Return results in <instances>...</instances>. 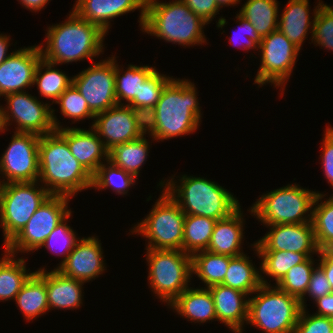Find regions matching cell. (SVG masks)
<instances>
[{
  "instance_id": "cell-16",
  "label": "cell",
  "mask_w": 333,
  "mask_h": 333,
  "mask_svg": "<svg viewBox=\"0 0 333 333\" xmlns=\"http://www.w3.org/2000/svg\"><path fill=\"white\" fill-rule=\"evenodd\" d=\"M93 121L91 128L108 151L146 133L145 117L128 105H116L95 114Z\"/></svg>"
},
{
  "instance_id": "cell-30",
  "label": "cell",
  "mask_w": 333,
  "mask_h": 333,
  "mask_svg": "<svg viewBox=\"0 0 333 333\" xmlns=\"http://www.w3.org/2000/svg\"><path fill=\"white\" fill-rule=\"evenodd\" d=\"M145 134L140 138L120 145H116L108 153V161L114 166L132 174L136 179L140 175V168L147 161L150 150V140L146 139Z\"/></svg>"
},
{
  "instance_id": "cell-25",
  "label": "cell",
  "mask_w": 333,
  "mask_h": 333,
  "mask_svg": "<svg viewBox=\"0 0 333 333\" xmlns=\"http://www.w3.org/2000/svg\"><path fill=\"white\" fill-rule=\"evenodd\" d=\"M243 214L241 206H239L228 217L217 220L207 251L230 257L244 254L242 248L245 236Z\"/></svg>"
},
{
  "instance_id": "cell-29",
  "label": "cell",
  "mask_w": 333,
  "mask_h": 333,
  "mask_svg": "<svg viewBox=\"0 0 333 333\" xmlns=\"http://www.w3.org/2000/svg\"><path fill=\"white\" fill-rule=\"evenodd\" d=\"M0 258V302L15 300L23 285L34 273L27 270L25 258L16 257L6 251Z\"/></svg>"
},
{
  "instance_id": "cell-13",
  "label": "cell",
  "mask_w": 333,
  "mask_h": 333,
  "mask_svg": "<svg viewBox=\"0 0 333 333\" xmlns=\"http://www.w3.org/2000/svg\"><path fill=\"white\" fill-rule=\"evenodd\" d=\"M260 52V67L254 79V84L258 87L270 84L282 90L281 95L285 94V84L289 81L294 70L297 56L300 49L296 47L278 29L262 38L258 47Z\"/></svg>"
},
{
  "instance_id": "cell-10",
  "label": "cell",
  "mask_w": 333,
  "mask_h": 333,
  "mask_svg": "<svg viewBox=\"0 0 333 333\" xmlns=\"http://www.w3.org/2000/svg\"><path fill=\"white\" fill-rule=\"evenodd\" d=\"M51 193L39 181L3 184L0 190V226L4 247L25 227Z\"/></svg>"
},
{
  "instance_id": "cell-8",
  "label": "cell",
  "mask_w": 333,
  "mask_h": 333,
  "mask_svg": "<svg viewBox=\"0 0 333 333\" xmlns=\"http://www.w3.org/2000/svg\"><path fill=\"white\" fill-rule=\"evenodd\" d=\"M146 251L149 287L160 301L169 306L191 284L192 257L182 250Z\"/></svg>"
},
{
  "instance_id": "cell-35",
  "label": "cell",
  "mask_w": 333,
  "mask_h": 333,
  "mask_svg": "<svg viewBox=\"0 0 333 333\" xmlns=\"http://www.w3.org/2000/svg\"><path fill=\"white\" fill-rule=\"evenodd\" d=\"M192 274L202 280L205 288L220 285L228 270L229 261L233 258L204 250L192 256Z\"/></svg>"
},
{
  "instance_id": "cell-54",
  "label": "cell",
  "mask_w": 333,
  "mask_h": 333,
  "mask_svg": "<svg viewBox=\"0 0 333 333\" xmlns=\"http://www.w3.org/2000/svg\"><path fill=\"white\" fill-rule=\"evenodd\" d=\"M0 107H1V105H0ZM2 132L4 133L2 124H1V112H0V133H2Z\"/></svg>"
},
{
  "instance_id": "cell-17",
  "label": "cell",
  "mask_w": 333,
  "mask_h": 333,
  "mask_svg": "<svg viewBox=\"0 0 333 333\" xmlns=\"http://www.w3.org/2000/svg\"><path fill=\"white\" fill-rule=\"evenodd\" d=\"M266 227L269 228V232L254 242L257 250H285L304 253L307 257L319 253L312 222Z\"/></svg>"
},
{
  "instance_id": "cell-45",
  "label": "cell",
  "mask_w": 333,
  "mask_h": 333,
  "mask_svg": "<svg viewBox=\"0 0 333 333\" xmlns=\"http://www.w3.org/2000/svg\"><path fill=\"white\" fill-rule=\"evenodd\" d=\"M235 18L237 20L236 23L238 22V26H240L238 28L240 29H238V32H236V34L234 33L232 35V38L229 37V43L235 46L239 45V49L240 45H242V50H247V52L250 49L252 50V48L254 51L255 49L258 51V47L261 44L262 38L254 29L252 23L242 17L239 13H237Z\"/></svg>"
},
{
  "instance_id": "cell-4",
  "label": "cell",
  "mask_w": 333,
  "mask_h": 333,
  "mask_svg": "<svg viewBox=\"0 0 333 333\" xmlns=\"http://www.w3.org/2000/svg\"><path fill=\"white\" fill-rule=\"evenodd\" d=\"M181 176L177 181L173 178L176 176L173 175L167 181L161 180L157 186L160 185V188L180 206L185 215L220 220L228 217L240 206L239 200L217 182L193 175Z\"/></svg>"
},
{
  "instance_id": "cell-49",
  "label": "cell",
  "mask_w": 333,
  "mask_h": 333,
  "mask_svg": "<svg viewBox=\"0 0 333 333\" xmlns=\"http://www.w3.org/2000/svg\"><path fill=\"white\" fill-rule=\"evenodd\" d=\"M317 265L324 271L333 292V248L319 250Z\"/></svg>"
},
{
  "instance_id": "cell-48",
  "label": "cell",
  "mask_w": 333,
  "mask_h": 333,
  "mask_svg": "<svg viewBox=\"0 0 333 333\" xmlns=\"http://www.w3.org/2000/svg\"><path fill=\"white\" fill-rule=\"evenodd\" d=\"M193 13L209 24L220 9L216 0H181Z\"/></svg>"
},
{
  "instance_id": "cell-31",
  "label": "cell",
  "mask_w": 333,
  "mask_h": 333,
  "mask_svg": "<svg viewBox=\"0 0 333 333\" xmlns=\"http://www.w3.org/2000/svg\"><path fill=\"white\" fill-rule=\"evenodd\" d=\"M245 253L229 261L228 270L221 285L240 290L248 296L261 285V271L254 267Z\"/></svg>"
},
{
  "instance_id": "cell-27",
  "label": "cell",
  "mask_w": 333,
  "mask_h": 333,
  "mask_svg": "<svg viewBox=\"0 0 333 333\" xmlns=\"http://www.w3.org/2000/svg\"><path fill=\"white\" fill-rule=\"evenodd\" d=\"M25 320L31 321L49 312L45 269L34 271L14 300Z\"/></svg>"
},
{
  "instance_id": "cell-46",
  "label": "cell",
  "mask_w": 333,
  "mask_h": 333,
  "mask_svg": "<svg viewBox=\"0 0 333 333\" xmlns=\"http://www.w3.org/2000/svg\"><path fill=\"white\" fill-rule=\"evenodd\" d=\"M332 292V287L324 271L317 265L311 273L309 286L305 296L300 300L302 308H307L306 299L311 297L313 302ZM308 295V296H307ZM306 297V298H305Z\"/></svg>"
},
{
  "instance_id": "cell-21",
  "label": "cell",
  "mask_w": 333,
  "mask_h": 333,
  "mask_svg": "<svg viewBox=\"0 0 333 333\" xmlns=\"http://www.w3.org/2000/svg\"><path fill=\"white\" fill-rule=\"evenodd\" d=\"M57 131L66 139L71 154L92 176L108 161L109 151L92 128L64 126Z\"/></svg>"
},
{
  "instance_id": "cell-9",
  "label": "cell",
  "mask_w": 333,
  "mask_h": 333,
  "mask_svg": "<svg viewBox=\"0 0 333 333\" xmlns=\"http://www.w3.org/2000/svg\"><path fill=\"white\" fill-rule=\"evenodd\" d=\"M185 216L180 206L162 190L149 214L130 232L148 239L145 249L182 250Z\"/></svg>"
},
{
  "instance_id": "cell-2",
  "label": "cell",
  "mask_w": 333,
  "mask_h": 333,
  "mask_svg": "<svg viewBox=\"0 0 333 333\" xmlns=\"http://www.w3.org/2000/svg\"><path fill=\"white\" fill-rule=\"evenodd\" d=\"M38 181L51 194L72 198L79 191L91 190L93 176L71 154L66 139L55 130L40 136Z\"/></svg>"
},
{
  "instance_id": "cell-20",
  "label": "cell",
  "mask_w": 333,
  "mask_h": 333,
  "mask_svg": "<svg viewBox=\"0 0 333 333\" xmlns=\"http://www.w3.org/2000/svg\"><path fill=\"white\" fill-rule=\"evenodd\" d=\"M145 5L146 0H76L72 10L79 17L97 25L107 34L112 26L110 21L135 10H141L138 21L142 28Z\"/></svg>"
},
{
  "instance_id": "cell-39",
  "label": "cell",
  "mask_w": 333,
  "mask_h": 333,
  "mask_svg": "<svg viewBox=\"0 0 333 333\" xmlns=\"http://www.w3.org/2000/svg\"><path fill=\"white\" fill-rule=\"evenodd\" d=\"M173 78L159 73L156 69L142 84L139 98H134L128 106L141 113L145 118L154 109L165 86Z\"/></svg>"
},
{
  "instance_id": "cell-36",
  "label": "cell",
  "mask_w": 333,
  "mask_h": 333,
  "mask_svg": "<svg viewBox=\"0 0 333 333\" xmlns=\"http://www.w3.org/2000/svg\"><path fill=\"white\" fill-rule=\"evenodd\" d=\"M217 220L204 216L186 215L182 251L191 256L199 251L207 250Z\"/></svg>"
},
{
  "instance_id": "cell-50",
  "label": "cell",
  "mask_w": 333,
  "mask_h": 333,
  "mask_svg": "<svg viewBox=\"0 0 333 333\" xmlns=\"http://www.w3.org/2000/svg\"><path fill=\"white\" fill-rule=\"evenodd\" d=\"M317 311L313 314L333 318V292L314 301Z\"/></svg>"
},
{
  "instance_id": "cell-15",
  "label": "cell",
  "mask_w": 333,
  "mask_h": 333,
  "mask_svg": "<svg viewBox=\"0 0 333 333\" xmlns=\"http://www.w3.org/2000/svg\"><path fill=\"white\" fill-rule=\"evenodd\" d=\"M93 63L73 76V84L94 113L118 105L115 94V56Z\"/></svg>"
},
{
  "instance_id": "cell-3",
  "label": "cell",
  "mask_w": 333,
  "mask_h": 333,
  "mask_svg": "<svg viewBox=\"0 0 333 333\" xmlns=\"http://www.w3.org/2000/svg\"><path fill=\"white\" fill-rule=\"evenodd\" d=\"M70 13L63 23L47 28L45 44L39 45L42 57L57 65L87 59L92 61L104 52L106 33L73 10Z\"/></svg>"
},
{
  "instance_id": "cell-5",
  "label": "cell",
  "mask_w": 333,
  "mask_h": 333,
  "mask_svg": "<svg viewBox=\"0 0 333 333\" xmlns=\"http://www.w3.org/2000/svg\"><path fill=\"white\" fill-rule=\"evenodd\" d=\"M208 25L181 0L160 2L146 0L141 31L172 44L190 46L207 42L204 26Z\"/></svg>"
},
{
  "instance_id": "cell-7",
  "label": "cell",
  "mask_w": 333,
  "mask_h": 333,
  "mask_svg": "<svg viewBox=\"0 0 333 333\" xmlns=\"http://www.w3.org/2000/svg\"><path fill=\"white\" fill-rule=\"evenodd\" d=\"M253 294L248 300L247 325L265 333H293L302 310L299 299L276 285L262 284Z\"/></svg>"
},
{
  "instance_id": "cell-44",
  "label": "cell",
  "mask_w": 333,
  "mask_h": 333,
  "mask_svg": "<svg viewBox=\"0 0 333 333\" xmlns=\"http://www.w3.org/2000/svg\"><path fill=\"white\" fill-rule=\"evenodd\" d=\"M302 308L293 333H333V318L309 314Z\"/></svg>"
},
{
  "instance_id": "cell-18",
  "label": "cell",
  "mask_w": 333,
  "mask_h": 333,
  "mask_svg": "<svg viewBox=\"0 0 333 333\" xmlns=\"http://www.w3.org/2000/svg\"><path fill=\"white\" fill-rule=\"evenodd\" d=\"M41 58L39 45L15 49L0 65V98L33 87L35 70Z\"/></svg>"
},
{
  "instance_id": "cell-1",
  "label": "cell",
  "mask_w": 333,
  "mask_h": 333,
  "mask_svg": "<svg viewBox=\"0 0 333 333\" xmlns=\"http://www.w3.org/2000/svg\"><path fill=\"white\" fill-rule=\"evenodd\" d=\"M197 93L190 79L173 78L145 118L146 134L157 142L193 134L202 121Z\"/></svg>"
},
{
  "instance_id": "cell-51",
  "label": "cell",
  "mask_w": 333,
  "mask_h": 333,
  "mask_svg": "<svg viewBox=\"0 0 333 333\" xmlns=\"http://www.w3.org/2000/svg\"><path fill=\"white\" fill-rule=\"evenodd\" d=\"M25 9L30 10L31 12H38L41 9L49 4L48 2L51 0H18Z\"/></svg>"
},
{
  "instance_id": "cell-19",
  "label": "cell",
  "mask_w": 333,
  "mask_h": 333,
  "mask_svg": "<svg viewBox=\"0 0 333 333\" xmlns=\"http://www.w3.org/2000/svg\"><path fill=\"white\" fill-rule=\"evenodd\" d=\"M95 236L80 237L66 260L60 266L57 265L56 269L67 277L85 283L102 275L106 270V263L101 240Z\"/></svg>"
},
{
  "instance_id": "cell-32",
  "label": "cell",
  "mask_w": 333,
  "mask_h": 333,
  "mask_svg": "<svg viewBox=\"0 0 333 333\" xmlns=\"http://www.w3.org/2000/svg\"><path fill=\"white\" fill-rule=\"evenodd\" d=\"M116 58L117 57H115V94L117 103L118 105H128L134 98H139L141 84L156 68L149 65L136 66L135 64H130L126 71H124L123 68L119 67Z\"/></svg>"
},
{
  "instance_id": "cell-38",
  "label": "cell",
  "mask_w": 333,
  "mask_h": 333,
  "mask_svg": "<svg viewBox=\"0 0 333 333\" xmlns=\"http://www.w3.org/2000/svg\"><path fill=\"white\" fill-rule=\"evenodd\" d=\"M136 178L111 162L103 163L93 175L92 188L100 191L110 188L118 195H126L131 186L136 184Z\"/></svg>"
},
{
  "instance_id": "cell-37",
  "label": "cell",
  "mask_w": 333,
  "mask_h": 333,
  "mask_svg": "<svg viewBox=\"0 0 333 333\" xmlns=\"http://www.w3.org/2000/svg\"><path fill=\"white\" fill-rule=\"evenodd\" d=\"M324 197L325 193L317 194L312 213L315 240L319 250L333 248V194L329 199L322 201Z\"/></svg>"
},
{
  "instance_id": "cell-22",
  "label": "cell",
  "mask_w": 333,
  "mask_h": 333,
  "mask_svg": "<svg viewBox=\"0 0 333 333\" xmlns=\"http://www.w3.org/2000/svg\"><path fill=\"white\" fill-rule=\"evenodd\" d=\"M209 290L214 300L217 321L224 323L234 333H243L248 320L249 296L221 284L211 286Z\"/></svg>"
},
{
  "instance_id": "cell-41",
  "label": "cell",
  "mask_w": 333,
  "mask_h": 333,
  "mask_svg": "<svg viewBox=\"0 0 333 333\" xmlns=\"http://www.w3.org/2000/svg\"><path fill=\"white\" fill-rule=\"evenodd\" d=\"M71 216L72 212L56 226L41 246V248H46L52 254L63 257L62 261H60L61 263L58 264L59 266L66 260L67 256L80 239L79 237L77 238L78 234L67 223V220Z\"/></svg>"
},
{
  "instance_id": "cell-52",
  "label": "cell",
  "mask_w": 333,
  "mask_h": 333,
  "mask_svg": "<svg viewBox=\"0 0 333 333\" xmlns=\"http://www.w3.org/2000/svg\"><path fill=\"white\" fill-rule=\"evenodd\" d=\"M10 40L9 35L0 34V65L13 53L8 52V47L11 45Z\"/></svg>"
},
{
  "instance_id": "cell-34",
  "label": "cell",
  "mask_w": 333,
  "mask_h": 333,
  "mask_svg": "<svg viewBox=\"0 0 333 333\" xmlns=\"http://www.w3.org/2000/svg\"><path fill=\"white\" fill-rule=\"evenodd\" d=\"M57 64L40 59L34 75V86L37 85L40 97L50 98L54 104L60 95L73 83V77L57 69ZM56 68V69H55Z\"/></svg>"
},
{
  "instance_id": "cell-53",
  "label": "cell",
  "mask_w": 333,
  "mask_h": 333,
  "mask_svg": "<svg viewBox=\"0 0 333 333\" xmlns=\"http://www.w3.org/2000/svg\"><path fill=\"white\" fill-rule=\"evenodd\" d=\"M241 0H216L219 8L228 7L230 5L235 6L236 4H240Z\"/></svg>"
},
{
  "instance_id": "cell-12",
  "label": "cell",
  "mask_w": 333,
  "mask_h": 333,
  "mask_svg": "<svg viewBox=\"0 0 333 333\" xmlns=\"http://www.w3.org/2000/svg\"><path fill=\"white\" fill-rule=\"evenodd\" d=\"M71 197L51 194L36 210L25 227L5 246L12 255L39 250L46 238L72 211L68 209Z\"/></svg>"
},
{
  "instance_id": "cell-33",
  "label": "cell",
  "mask_w": 333,
  "mask_h": 333,
  "mask_svg": "<svg viewBox=\"0 0 333 333\" xmlns=\"http://www.w3.org/2000/svg\"><path fill=\"white\" fill-rule=\"evenodd\" d=\"M279 2L277 0H247L239 14L252 23L261 38L278 29Z\"/></svg>"
},
{
  "instance_id": "cell-24",
  "label": "cell",
  "mask_w": 333,
  "mask_h": 333,
  "mask_svg": "<svg viewBox=\"0 0 333 333\" xmlns=\"http://www.w3.org/2000/svg\"><path fill=\"white\" fill-rule=\"evenodd\" d=\"M45 269V286L49 310H75L83 304V285L85 282L63 275L56 268Z\"/></svg>"
},
{
  "instance_id": "cell-11",
  "label": "cell",
  "mask_w": 333,
  "mask_h": 333,
  "mask_svg": "<svg viewBox=\"0 0 333 333\" xmlns=\"http://www.w3.org/2000/svg\"><path fill=\"white\" fill-rule=\"evenodd\" d=\"M6 107H0L3 131L15 123L14 132L34 133L39 136L63 128L51 108V102L38 100L36 96L26 92L10 93L4 96ZM11 122V123H10Z\"/></svg>"
},
{
  "instance_id": "cell-47",
  "label": "cell",
  "mask_w": 333,
  "mask_h": 333,
  "mask_svg": "<svg viewBox=\"0 0 333 333\" xmlns=\"http://www.w3.org/2000/svg\"><path fill=\"white\" fill-rule=\"evenodd\" d=\"M324 138L322 139V148H321V160L322 168L324 171L325 178L330 183V186L333 188V127L329 124L326 126L324 132Z\"/></svg>"
},
{
  "instance_id": "cell-14",
  "label": "cell",
  "mask_w": 333,
  "mask_h": 333,
  "mask_svg": "<svg viewBox=\"0 0 333 333\" xmlns=\"http://www.w3.org/2000/svg\"><path fill=\"white\" fill-rule=\"evenodd\" d=\"M13 133L0 157L3 183L38 181L40 136L34 133Z\"/></svg>"
},
{
  "instance_id": "cell-42",
  "label": "cell",
  "mask_w": 333,
  "mask_h": 333,
  "mask_svg": "<svg viewBox=\"0 0 333 333\" xmlns=\"http://www.w3.org/2000/svg\"><path fill=\"white\" fill-rule=\"evenodd\" d=\"M54 104L60 106L61 115L72 119V123L83 121L86 118L87 120L90 118L94 119L95 114L89 109L86 100L73 83L60 95Z\"/></svg>"
},
{
  "instance_id": "cell-40",
  "label": "cell",
  "mask_w": 333,
  "mask_h": 333,
  "mask_svg": "<svg viewBox=\"0 0 333 333\" xmlns=\"http://www.w3.org/2000/svg\"><path fill=\"white\" fill-rule=\"evenodd\" d=\"M312 258L308 257L304 262L293 266L276 286L301 300L307 292L311 273L317 266Z\"/></svg>"
},
{
  "instance_id": "cell-28",
  "label": "cell",
  "mask_w": 333,
  "mask_h": 333,
  "mask_svg": "<svg viewBox=\"0 0 333 333\" xmlns=\"http://www.w3.org/2000/svg\"><path fill=\"white\" fill-rule=\"evenodd\" d=\"M255 250V255L260 258L261 263L259 270L261 271V283L264 285H271V280L268 282L265 274L268 278H273L277 285L286 273L295 265L304 262L308 257L304 253L292 252V251H277V250H257L254 244H251Z\"/></svg>"
},
{
  "instance_id": "cell-26",
  "label": "cell",
  "mask_w": 333,
  "mask_h": 333,
  "mask_svg": "<svg viewBox=\"0 0 333 333\" xmlns=\"http://www.w3.org/2000/svg\"><path fill=\"white\" fill-rule=\"evenodd\" d=\"M169 307L191 323L203 324L212 320L217 321L214 300L209 288L190 286Z\"/></svg>"
},
{
  "instance_id": "cell-55",
  "label": "cell",
  "mask_w": 333,
  "mask_h": 333,
  "mask_svg": "<svg viewBox=\"0 0 333 333\" xmlns=\"http://www.w3.org/2000/svg\"><path fill=\"white\" fill-rule=\"evenodd\" d=\"M0 178H1V176H0ZM3 184H4L3 181L0 179V190H1Z\"/></svg>"
},
{
  "instance_id": "cell-6",
  "label": "cell",
  "mask_w": 333,
  "mask_h": 333,
  "mask_svg": "<svg viewBox=\"0 0 333 333\" xmlns=\"http://www.w3.org/2000/svg\"><path fill=\"white\" fill-rule=\"evenodd\" d=\"M317 194L319 191H311L292 183L258 197L247 211L266 226L312 222Z\"/></svg>"
},
{
  "instance_id": "cell-23",
  "label": "cell",
  "mask_w": 333,
  "mask_h": 333,
  "mask_svg": "<svg viewBox=\"0 0 333 333\" xmlns=\"http://www.w3.org/2000/svg\"><path fill=\"white\" fill-rule=\"evenodd\" d=\"M318 1L317 5L314 6L313 14L310 13L309 0H288L282 14H279L278 30L300 50L308 37L307 34L311 32L312 36L315 15L323 3V1Z\"/></svg>"
},
{
  "instance_id": "cell-43",
  "label": "cell",
  "mask_w": 333,
  "mask_h": 333,
  "mask_svg": "<svg viewBox=\"0 0 333 333\" xmlns=\"http://www.w3.org/2000/svg\"><path fill=\"white\" fill-rule=\"evenodd\" d=\"M314 46L333 51V8L330 5H320L314 19L312 36Z\"/></svg>"
}]
</instances>
